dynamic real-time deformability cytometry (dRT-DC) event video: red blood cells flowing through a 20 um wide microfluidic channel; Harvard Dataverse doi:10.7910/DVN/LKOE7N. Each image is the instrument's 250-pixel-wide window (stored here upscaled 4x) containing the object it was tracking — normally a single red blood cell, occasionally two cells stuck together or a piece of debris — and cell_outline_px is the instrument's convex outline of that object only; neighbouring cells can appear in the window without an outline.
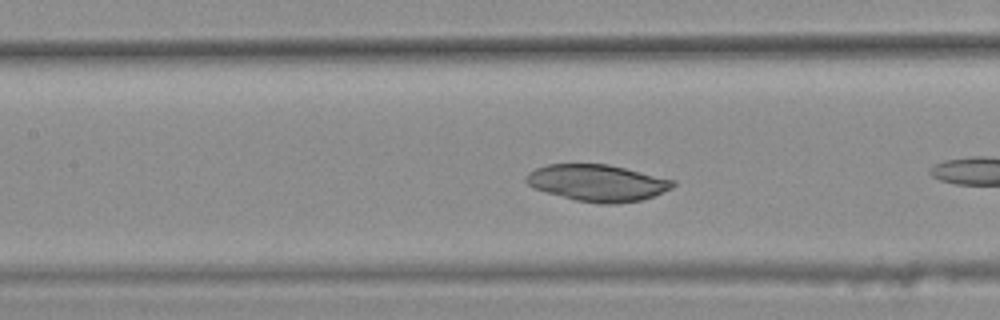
{"species": "common noctule bat (a hibernating species)", "species_latin": "Nyctalus noctula", "temperature_condition": "warm", "stored_images_in_passage": 30, "camera_frame_rate_fps": 3000, "um_per_image_px": 0.085, "animal": {"sex": "female", "body_mass_g": 25.1}, "frame": {"image": 1, "passage_image": 9, "time_ms": 2.667, "image_size_px": [1000, 320], "cell_outline_px": [[676, 184], [672, 188], [652, 196], [640, 200], [616, 204], [600, 204], [576, 200], [532, 188], [524, 180], [524, 176], [528, 172], [536, 168], [548, 164], [608, 164], [676, 180]], "centroid_in_image_um": [50.76, 15.54], "position_along_channel_um": 156.6, "area_um2": 31.39}}
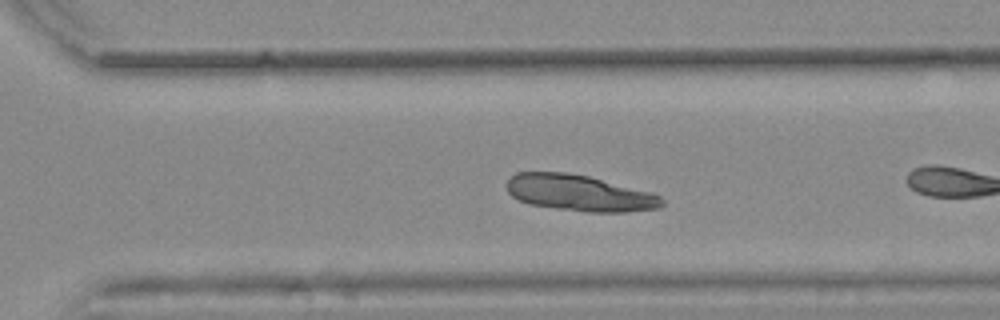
{"frame": {"image": 2, "passage_image": 22, "time_ms": 7.0, "image_size_px": [1000, 320], "cell_outline_px": [[664, 204], [660, 208], [628, 212], [588, 212], [556, 208], [528, 204], [512, 196], [508, 192], [508, 176], [516, 172], [568, 172], [588, 176], [652, 192], [660, 196], [664, 200]], "centroid_in_image_um": [49.27, 16.4], "position_along_channel_um": 321.3, "area_um2": 32.89}}